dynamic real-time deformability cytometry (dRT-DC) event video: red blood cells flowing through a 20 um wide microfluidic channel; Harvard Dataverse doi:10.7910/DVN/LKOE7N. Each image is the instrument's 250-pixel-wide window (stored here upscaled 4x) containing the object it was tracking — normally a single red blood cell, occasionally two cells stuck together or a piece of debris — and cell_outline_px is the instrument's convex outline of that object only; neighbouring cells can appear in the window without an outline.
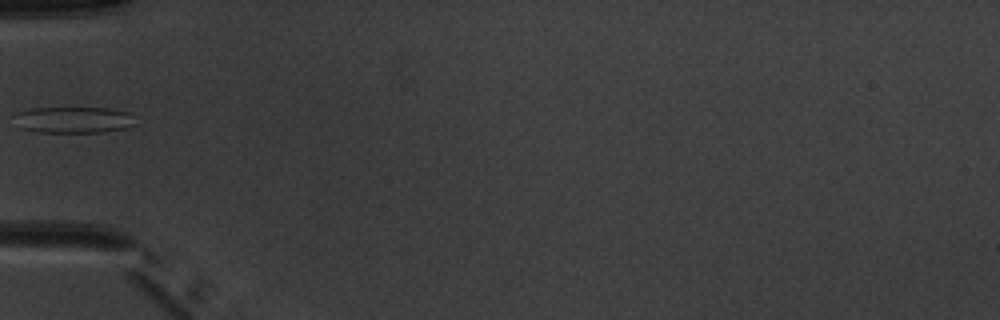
{"species": "common noctule bat (a hibernating species)", "species_latin": "Nyctalus noctula", "temperature_condition": "warm", "stored_images_in_passage": 1, "camera_frame_rate_fps": 3000, "um_per_image_px": 0.085, "animal": {"sex": "male", "body_mass_g": 20.1, "forearm_length_mm": 53.5}, "frame": {"image": 1, "passage_image": 1, "time_ms": 0.0, "image_size_px": [1000, 320], "cell_outline_px": [[136, 124], [128, 128], [104, 132], [36, 132], [20, 128], [20, 112], [32, 108], [108, 108], [128, 112]], "centroid_in_image_um": [6.37, 10.2], "position_along_channel_um": 78.6, "area_um2": 18.15}}